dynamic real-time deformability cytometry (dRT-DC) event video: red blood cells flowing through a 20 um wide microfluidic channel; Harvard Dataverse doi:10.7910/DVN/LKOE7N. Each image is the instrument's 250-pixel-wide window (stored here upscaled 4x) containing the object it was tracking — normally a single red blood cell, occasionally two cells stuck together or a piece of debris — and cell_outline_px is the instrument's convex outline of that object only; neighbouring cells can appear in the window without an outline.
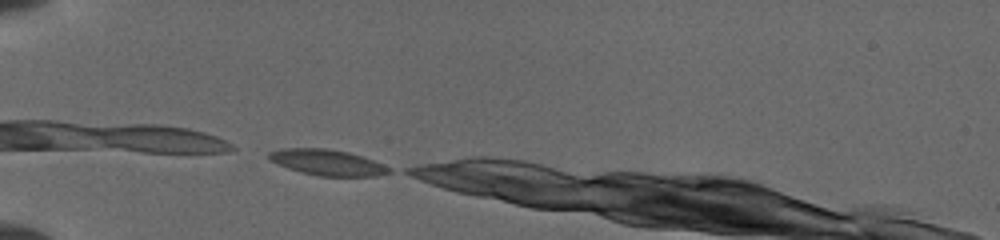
{"species": "common noctule bat (a hibernating species)", "species_latin": "Nyctalus noctula", "temperature_condition": "cold", "stored_images_in_passage": 7, "camera_frame_rate_fps": 3000, "um_per_image_px": 0.085, "animal": {"sex": "female", "body_mass_g": 19.5, "forearm_length_mm": 54.1}, "frame": {"image": 1, "passage_image": 1, "time_ms": 0.0, "image_size_px": [1000, 240], "cell_outline_px": [[392, 172], [376, 176], [320, 176], [300, 172], [288, 168], [268, 160], [268, 152], [280, 148], [324, 148], [348, 152], [384, 164], [392, 168]], "centroid_in_image_um": [27.81, 13.81], "position_along_channel_um": 57.2, "area_um2": 18.15}}
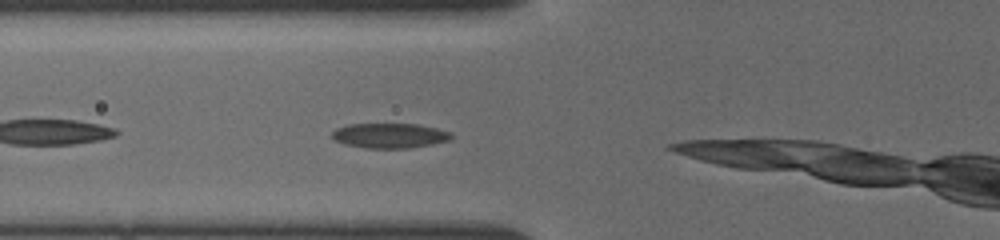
{"frame": {"image": 2, "passage_image": 4, "time_ms": 1.333, "image_size_px": [1000, 240], "cell_outline_px": [[452, 140], [432, 144], [408, 148], [364, 148], [344, 144], [332, 140], [332, 132], [336, 128], [348, 124], [416, 124], [436, 128], [452, 132]], "centroid_in_image_um": [33.11, 11.53], "position_along_channel_um": 92.7, "area_um2": 17.46}}
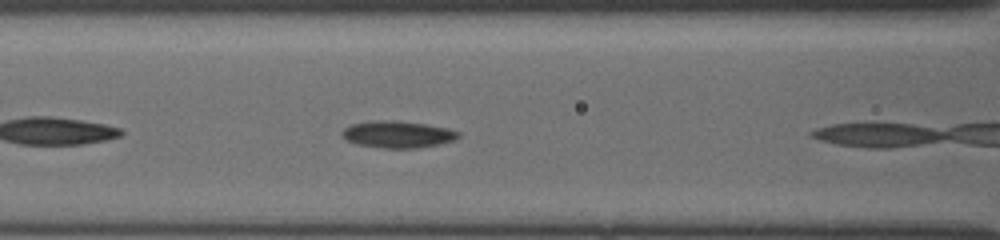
{"frame": {"image": 3, "passage_image": 6, "time_ms": 2.333, "image_size_px": [1000, 240], "cell_outline_px": [[460, 136], [456, 140], [440, 144], [416, 148], [384, 148], [356, 144], [340, 136], [340, 132], [344, 128], [352, 124], [376, 120], [396, 120], [428, 124], [448, 128], [460, 132]], "centroid_in_image_um": [33.82, 11.41], "position_along_channel_um": 132.8, "area_um2": 18.44}}